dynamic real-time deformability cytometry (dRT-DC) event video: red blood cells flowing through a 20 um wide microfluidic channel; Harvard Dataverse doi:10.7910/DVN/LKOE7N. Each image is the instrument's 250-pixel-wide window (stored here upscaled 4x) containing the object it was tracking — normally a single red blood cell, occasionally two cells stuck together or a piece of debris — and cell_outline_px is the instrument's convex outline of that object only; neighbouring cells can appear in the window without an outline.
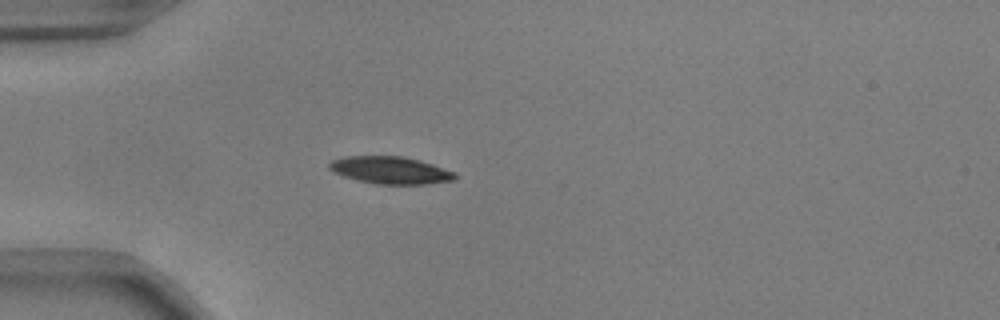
{"species": "common noctule bat (a hibernating species)", "species_latin": "Nyctalus noctula", "temperature_condition": "warm", "stored_images_in_passage": 40, "camera_frame_rate_fps": 3000, "um_per_image_px": 0.085, "animal": {"sex": "male", "body_mass_g": 17.9, "forearm_length_mm": 54.2}, "frame": {"image": 1, "passage_image": 1, "time_ms": 0.0, "image_size_px": [1000, 320], "cell_outline_px": [[456, 180], [424, 184], [376, 184], [344, 176], [332, 172], [328, 168], [328, 164], [332, 160], [344, 156], [404, 156], [420, 160], [456, 172]], "centroid_in_image_um": [33.19, 14.46], "position_along_channel_um": 51.8, "area_um2": 20.06}}
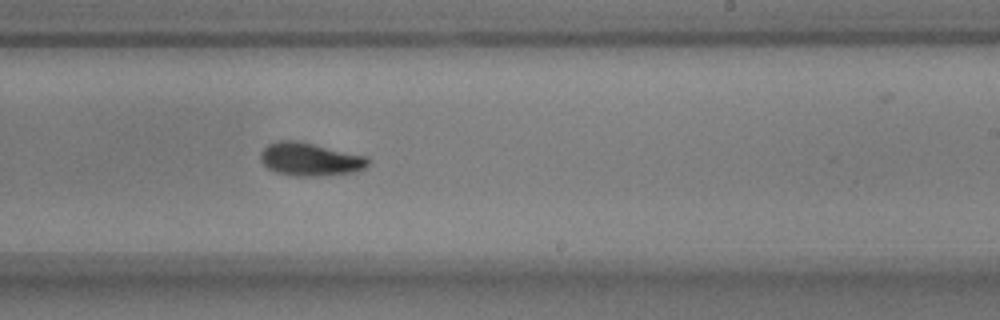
{"frame": {"image": 2, "passage_image": 19, "time_ms": 6.0, "image_size_px": [1000, 320], "cell_outline_px": [[368, 164], [364, 168], [356, 172], [320, 176], [296, 176], [276, 172], [268, 168], [260, 160], [260, 152], [268, 144], [276, 140], [300, 140], [368, 156]], "centroid_in_image_um": [26.36, 13.52], "position_along_channel_um": 262.6, "area_um2": 21.1}}
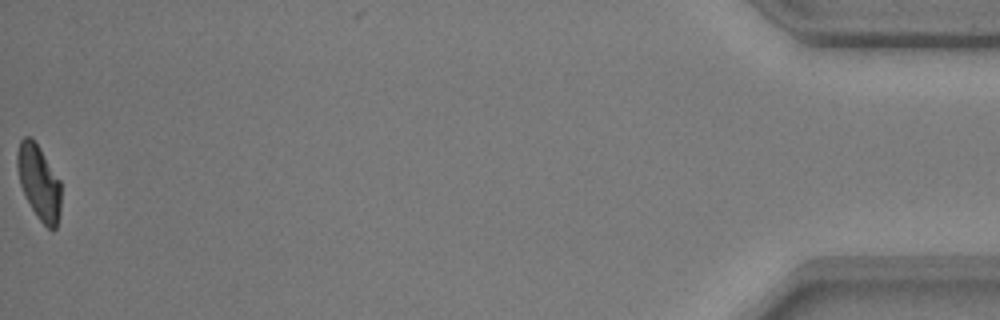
{"frame": {"image": 3, "passage_image": 40, "time_ms": 13.0, "image_size_px": [1000, 320], "cell_outline_px": [[60, 212], [56, 228], [52, 232], [36, 216], [20, 184], [16, 164], [16, 152], [20, 140], [24, 136], [32, 136], [40, 148], [60, 180]], "centroid_in_image_um": [3.3, 15.46], "position_along_channel_um": 431.9, "area_um2": 19.07}, "authors_computed_cell_mechanics": {"area_um2": 20.4901, "velocity_mm_per_s": 3.7252, "shape_relaxation_time_tau1_ms": 2.4685, "shape_relaxation_time_tau2_ms": 2.9318, "deformation_change_tau1": 0.1599, "deformation_change_tau2": 0.0826}}